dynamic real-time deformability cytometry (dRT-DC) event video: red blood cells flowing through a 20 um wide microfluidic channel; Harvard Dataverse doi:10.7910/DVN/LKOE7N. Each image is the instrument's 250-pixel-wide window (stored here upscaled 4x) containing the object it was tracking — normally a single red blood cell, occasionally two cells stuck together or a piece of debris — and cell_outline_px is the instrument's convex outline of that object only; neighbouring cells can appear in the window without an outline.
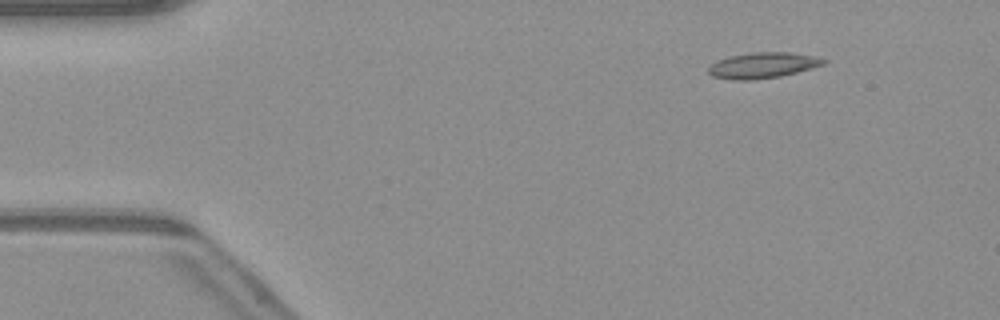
{"species": "common noctule bat (a hibernating species)", "species_latin": "Nyctalus noctula", "temperature_condition": "warm", "stored_images_in_passage": 46, "camera_frame_rate_fps": 3000, "um_per_image_px": 0.085, "animal": {"sex": "male", "body_mass_g": 23.1, "forearm_length_mm": 52.7}, "frame": {"image": 1, "passage_image": 2, "time_ms": 0.333, "image_size_px": [1000, 320], "cell_outline_px": [[828, 60], [824, 64], [812, 68], [780, 76], [752, 80], [732, 80], [712, 76], [708, 72], [708, 68], [716, 60], [728, 56], [752, 52], [788, 52], [816, 56]], "centroid_in_image_um": [64.82, 5.54], "position_along_channel_um": 20.2, "area_um2": 17.34}}
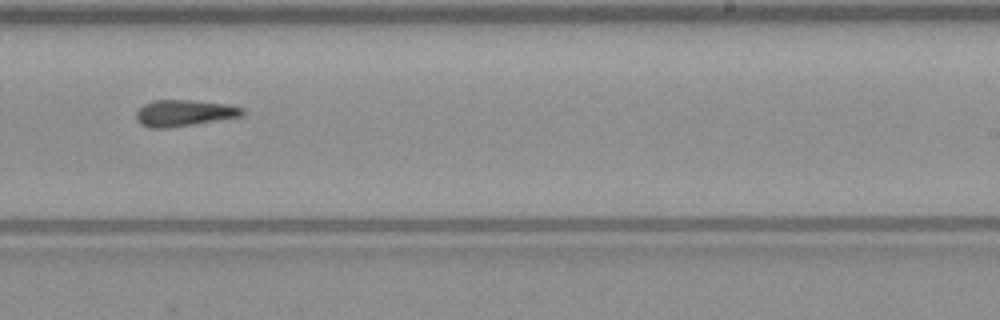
{"frame": {"image": 2, "passage_image": 27, "time_ms": 8.667, "image_size_px": [1000, 320], "cell_outline_px": [[244, 116], [168, 128], [148, 128], [140, 124], [136, 120], [136, 112], [144, 104], [156, 100], [192, 100], [228, 104], [244, 108]], "centroid_in_image_um": [15.66, 9.61], "position_along_channel_um": 273.3, "area_um2": 16.42}}
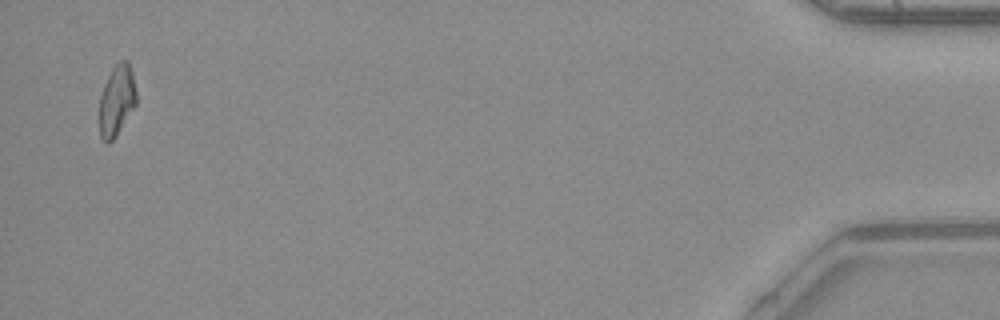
{"frame": {"image": 3, "passage_image": 45, "time_ms": 14.667, "image_size_px": [1000, 320], "cell_outline_px": [[136, 104], [116, 136], [108, 144], [100, 136], [100, 96], [104, 84], [112, 68], [120, 60], [128, 60], [132, 72], [136, 92]], "centroid_in_image_um": [9.92, 8.52], "position_along_channel_um": 425.3, "area_um2": 15.09}}